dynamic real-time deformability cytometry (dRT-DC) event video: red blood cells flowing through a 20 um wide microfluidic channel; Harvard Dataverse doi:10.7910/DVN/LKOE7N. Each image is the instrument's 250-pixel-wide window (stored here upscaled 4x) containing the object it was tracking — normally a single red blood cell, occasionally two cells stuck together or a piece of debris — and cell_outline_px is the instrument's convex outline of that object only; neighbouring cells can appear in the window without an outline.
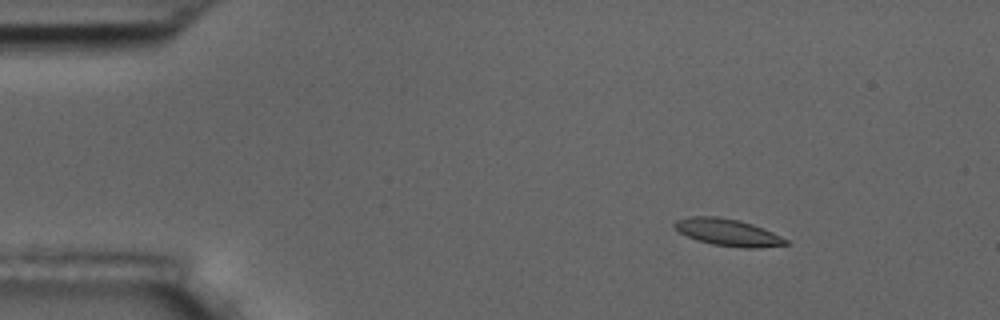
{"species": "common noctule bat (a hibernating species)", "species_latin": "Nyctalus noctula", "temperature_condition": "room temperature", "stored_images_in_passage": 4, "camera_frame_rate_fps": 3000, "um_per_image_px": 0.085, "animal": {"sex": "male", "body_mass_g": 17.5, "forearm_length_mm": 52.3}, "frame": {"image": 1, "passage_image": 2, "time_ms": 1.333, "image_size_px": [1000, 320], "cell_outline_px": [[792, 244], [760, 248], [744, 248], [712, 244], [696, 240], [680, 232], [672, 224], [676, 220], [688, 216], [716, 216], [740, 220], [752, 224], [772, 232], [788, 240]], "centroid_in_image_um": [61.88, 19.75], "position_along_channel_um": 23.1, "area_um2": 17.57}}